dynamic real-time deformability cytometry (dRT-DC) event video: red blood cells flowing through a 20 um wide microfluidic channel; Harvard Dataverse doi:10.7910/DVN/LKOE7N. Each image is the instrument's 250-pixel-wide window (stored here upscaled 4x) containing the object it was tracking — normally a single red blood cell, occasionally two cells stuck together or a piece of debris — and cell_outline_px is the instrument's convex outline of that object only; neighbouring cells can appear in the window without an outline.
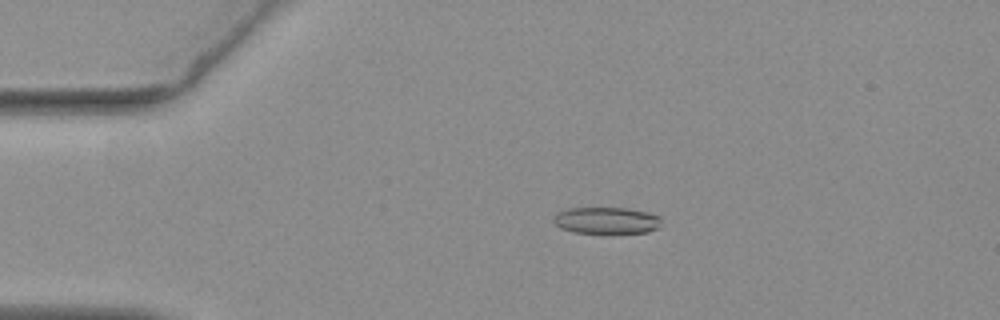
{"species": "common noctule bat (a hibernating species)", "species_latin": "Nyctalus noctula", "temperature_condition": "warm", "stored_images_in_passage": 56, "camera_frame_rate_fps": 3000, "um_per_image_px": 0.085, "animal": {"sex": "female", "body_mass_g": 19.3, "forearm_length_mm": 54.1}, "frame": {"image": 1, "passage_image": 12, "time_ms": 3.667, "image_size_px": [1000, 320], "cell_outline_px": [[660, 228], [648, 232], [572, 232], [560, 228], [552, 220], [552, 216], [556, 212], [568, 208], [628, 208], [648, 212], [660, 216]], "centroid_in_image_um": [51.53, 18.72], "position_along_channel_um": 33.5, "area_um2": 16.76}}
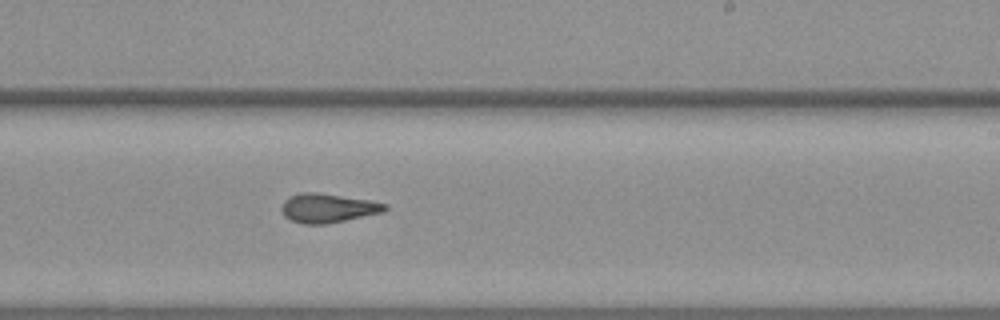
{"frame": {"image": 2, "passage_image": 34, "time_ms": 11.0, "image_size_px": [1000, 320], "cell_outline_px": [[388, 208], [384, 212], [328, 224], [304, 224], [292, 220], [284, 216], [280, 208], [284, 200], [288, 196], [300, 192], [316, 192], [368, 200], [388, 204]], "centroid_in_image_um": [27.85, 17.68], "position_along_channel_um": 261.2, "area_um2": 17.63}}
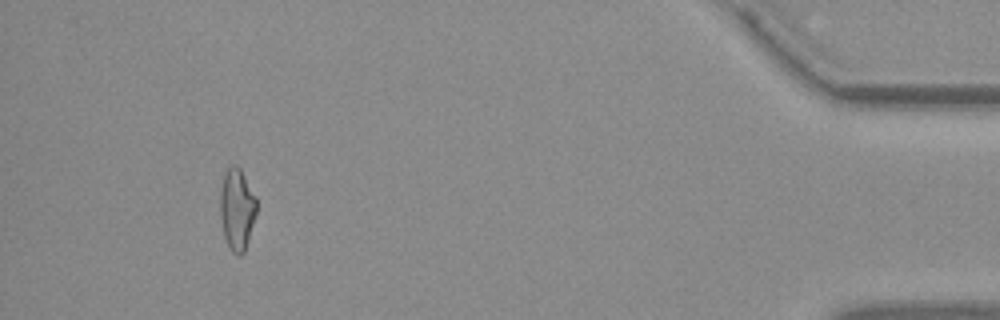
{"frame": {"image": 3, "passage_image": 52, "time_ms": 17.0, "image_size_px": [1000, 320], "cell_outline_px": [[256, 212], [244, 252], [240, 256], [236, 256], [232, 252], [224, 236], [220, 216], [220, 192], [224, 172], [232, 164], [236, 164], [240, 168], [256, 196]], "centroid_in_image_um": [20.13, 17.76], "position_along_channel_um": 415.1, "area_um2": 17.28}, "authors_computed_cell_mechanics": {"area_um2": 17.629, "velocity_mm_per_s": 3.7303, "shape_relaxation_time_tau1_ms": null, "shape_relaxation_time_tau2_ms": 2.1916, "deformation_change_tau1": null, "deformation_change_tau2": 0.1103}}